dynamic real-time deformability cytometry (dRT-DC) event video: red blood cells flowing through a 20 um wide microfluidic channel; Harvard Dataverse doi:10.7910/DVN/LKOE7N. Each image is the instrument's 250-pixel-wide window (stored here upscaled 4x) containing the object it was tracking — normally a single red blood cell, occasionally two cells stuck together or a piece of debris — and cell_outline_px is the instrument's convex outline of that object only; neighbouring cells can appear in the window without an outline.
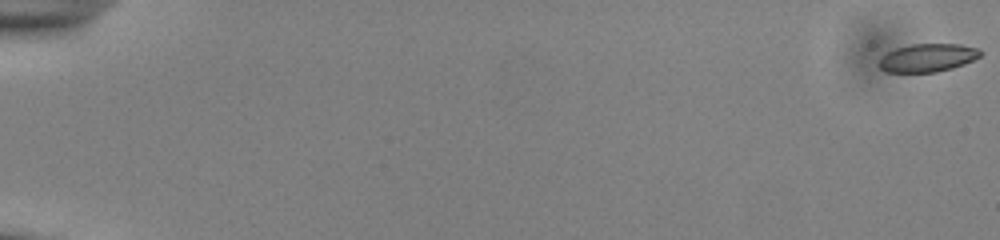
{"species": "common noctule bat (a hibernating species)", "species_latin": "Nyctalus noctula", "temperature_condition": "cold", "stored_images_in_passage": 56, "camera_frame_rate_fps": 3000, "um_per_image_px": 0.085, "animal": {"sex": "male", "body_mass_g": 13.0, "forearm_length_mm": 53.1}, "frame": {"image": 1, "passage_image": 1, "time_ms": 0.0, "image_size_px": [1000, 240], "cell_outline_px": [[984, 52], [980, 56], [964, 64], [952, 68], [936, 72], [884, 72], [876, 64], [876, 60], [880, 56], [896, 48], [912, 44], [960, 44], [980, 48]], "centroid_in_image_um": [78.81, 4.91], "position_along_channel_um": 6.2, "area_um2": 16.94}}
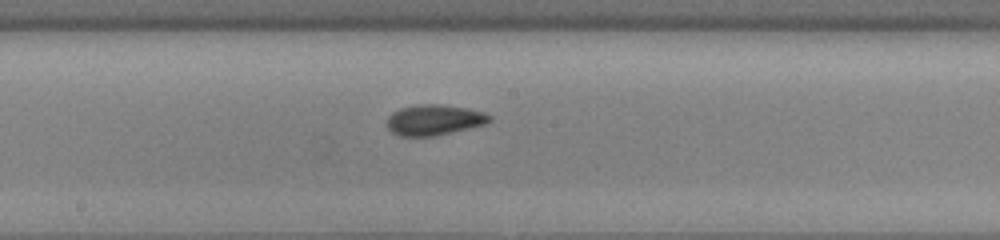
{"frame": {"image": 2, "passage_image": 32, "time_ms": 10.333, "image_size_px": [1000, 240], "cell_outline_px": [[492, 120], [484, 124], [436, 136], [400, 136], [392, 132], [388, 128], [388, 116], [392, 112], [400, 108], [420, 104], [440, 104], [468, 108], [484, 112], [492, 116]], "centroid_in_image_um": [36.91, 10.19], "position_along_channel_um": 211.3, "area_um2": 18.26}}
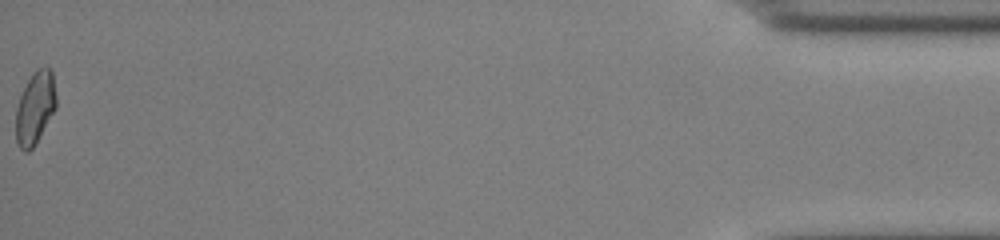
{"frame": {"image": 3, "passage_image": 56, "time_ms": 18.333, "image_size_px": [1000, 240], "cell_outline_px": [[56, 108], [36, 144], [28, 152], [24, 152], [20, 148], [16, 140], [16, 108], [20, 96], [32, 72], [36, 68], [48, 68], [52, 72], [56, 96]], "centroid_in_image_um": [2.98, 9.19], "position_along_channel_um": 432.2, "area_um2": 17.05}, "authors_computed_cell_mechanics": {"area_um2": 17.4267, "velocity_mm_per_s": 3.8728, "shape_relaxation_time_tau1_ms": 5.3008, "shape_relaxation_time_tau2_ms": 2.8707, "deformation_change_tau1": 0.093, "deformation_change_tau2": 0.0784}}